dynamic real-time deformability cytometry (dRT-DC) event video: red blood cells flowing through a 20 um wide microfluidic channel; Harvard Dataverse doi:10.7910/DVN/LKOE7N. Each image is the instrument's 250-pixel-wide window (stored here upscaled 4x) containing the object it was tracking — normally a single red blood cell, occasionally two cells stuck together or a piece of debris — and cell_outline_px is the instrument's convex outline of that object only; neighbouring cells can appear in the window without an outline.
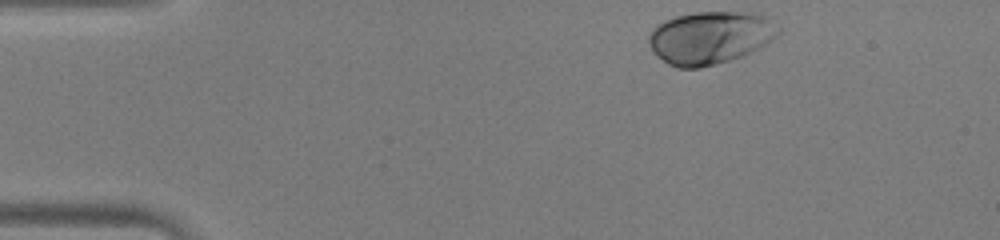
{"species": "human", "species_latin": "Homo sapiens", "temperature_condition": "warm", "stored_images_in_passage": 34, "camera_frame_rate_fps": 3000, "um_per_image_px": 0.085, "donor": {"sex": "male"}, "frame": {"image": 1, "passage_image": 1, "time_ms": 0.0, "image_size_px": [1000, 240], "cell_outline_px": [[780, 32], [772, 40], [744, 56], [716, 64], [700, 68], [676, 68], [668, 64], [656, 56], [652, 52], [648, 40], [648, 32], [656, 24], [664, 20], [676, 16], [696, 12], [756, 12], [764, 16], [780, 28]], "centroid_in_image_um": [60.32, 3.2], "position_along_channel_um": 24.7, "area_um2": 40.23}}
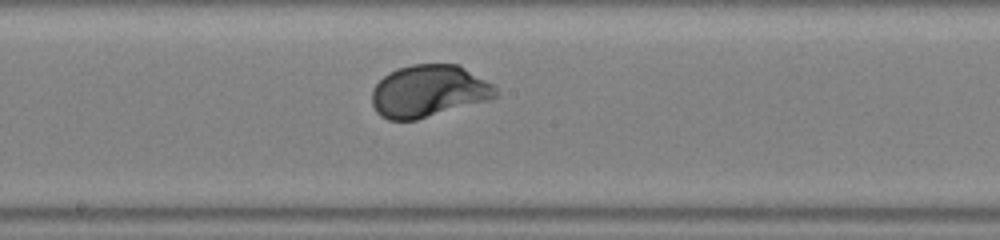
{"frame": {"image": 2, "passage_image": 20, "time_ms": 6.333, "image_size_px": [1000, 240], "cell_outline_px": [[500, 92], [496, 96], [488, 100], [416, 120], [388, 120], [380, 116], [376, 112], [372, 104], [372, 88], [388, 72], [396, 68], [412, 64], [460, 64], [492, 84]], "centroid_in_image_um": [36.42, 7.74], "position_along_channel_um": 211.8, "area_um2": 37.8}}
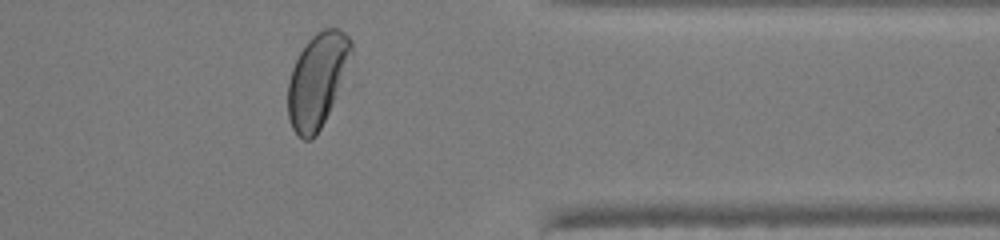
{"frame": {"image": 3, "passage_image": 33, "time_ms": 10.667, "image_size_px": [1000, 240], "cell_outline_px": [[352, 52], [332, 104], [316, 136], [312, 140], [304, 140], [292, 128], [288, 116], [288, 80], [292, 68], [300, 52], [308, 40], [316, 32], [324, 28], [340, 28], [352, 40]], "centroid_in_image_um": [26.94, 6.79], "position_along_channel_um": 384.5, "area_um2": 34.1}, "authors_computed_cell_mechanics": {"area_um2": 37.5122, "velocity_mm_per_s": 4.2464, "shape_relaxation_time_tau1_ms": 1.4726, "shape_relaxation_time_tau2_ms": null, "deformation_change_tau1": 0.1329, "deformation_change_tau2": null}}